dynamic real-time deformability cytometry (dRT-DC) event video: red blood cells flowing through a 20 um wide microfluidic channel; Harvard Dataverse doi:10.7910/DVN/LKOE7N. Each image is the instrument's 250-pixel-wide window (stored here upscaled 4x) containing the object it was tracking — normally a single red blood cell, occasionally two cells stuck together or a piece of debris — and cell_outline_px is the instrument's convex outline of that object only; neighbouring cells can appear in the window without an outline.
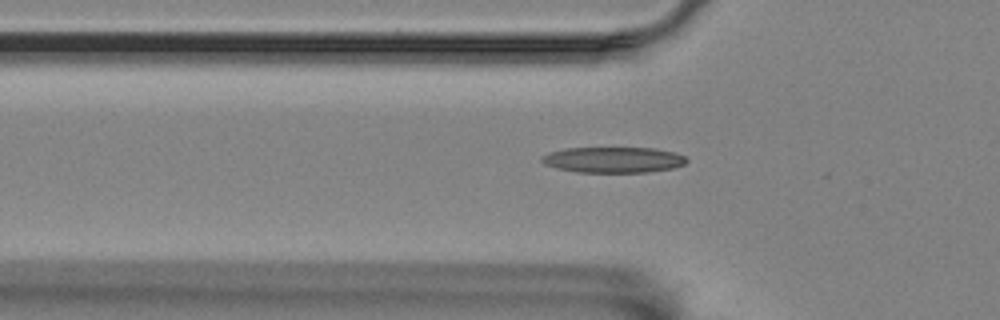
{"species": "Egyptian fruit bat (a non-hibernating species)", "species_latin": "Rousettus aegyptiacus", "temperature_condition": "room temperature", "stored_images_in_passage": 53, "camera_frame_rate_fps": 3000, "um_per_image_px": 0.085, "animal": {"sex": "female"}, "frame": {"image": 1, "passage_image": 19, "time_ms": 6.0, "image_size_px": [1000, 320], "cell_outline_px": [[688, 160], [684, 164], [672, 168], [648, 172], [576, 172], [556, 168], [544, 164], [540, 160], [540, 156], [552, 152], [568, 148], [652, 148], [676, 152], [684, 156]], "centroid_in_image_um": [52.13, 13.58], "position_along_channel_um": 73.7, "area_um2": 21.68}}
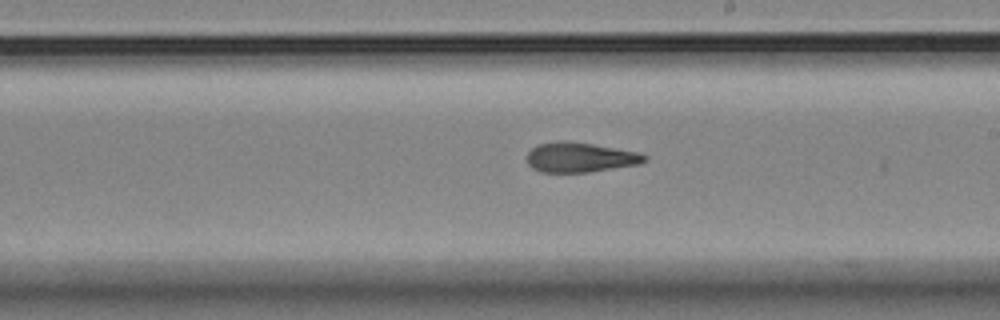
{"frame": {"image": 2, "passage_image": 33, "time_ms": 10.667, "image_size_px": [1000, 320], "cell_outline_px": [[648, 160], [640, 164], [588, 172], [540, 172], [532, 168], [528, 164], [528, 152], [532, 148], [540, 144], [560, 140], [568, 140], [640, 152], [648, 156]], "centroid_in_image_um": [49.34, 13.37], "position_along_channel_um": 239.7, "area_um2": 20.52}}
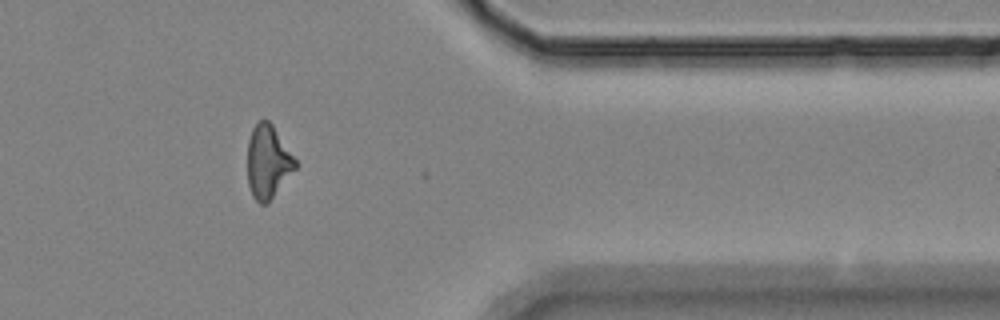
{"frame": {"image": 3, "passage_image": 47, "time_ms": 15.333, "image_size_px": [1000, 320], "cell_outline_px": [[296, 168], [268, 204], [260, 204], [252, 196], [248, 184], [248, 140], [252, 128], [260, 120], [268, 120], [272, 124], [296, 160]], "centroid_in_image_um": [22.76, 13.78], "position_along_channel_um": 388.6, "area_um2": 20.35}}